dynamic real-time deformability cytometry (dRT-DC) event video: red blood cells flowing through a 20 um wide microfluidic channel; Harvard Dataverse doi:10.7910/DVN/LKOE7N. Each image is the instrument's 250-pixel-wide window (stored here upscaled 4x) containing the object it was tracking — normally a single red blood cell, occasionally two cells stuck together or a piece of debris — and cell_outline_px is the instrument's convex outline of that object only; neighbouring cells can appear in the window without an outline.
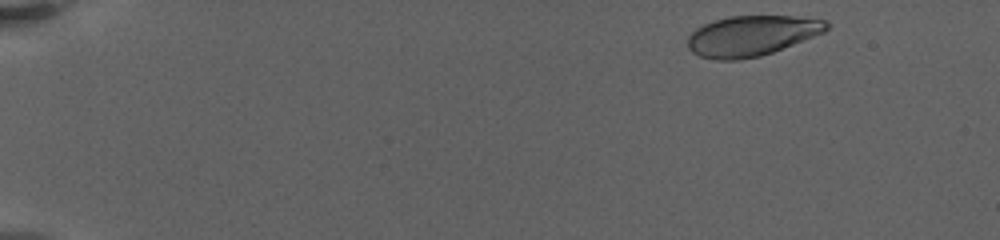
{"species": "human", "species_latin": "Homo sapiens", "temperature_condition": "warm", "stored_images_in_passage": 35, "camera_frame_rate_fps": 3000, "um_per_image_px": 0.085, "donor": {"sex": "female"}, "frame": {"image": 1, "passage_image": 2, "time_ms": 0.333, "image_size_px": [1000, 240], "cell_outline_px": [[828, 28], [824, 32], [772, 52], [760, 56], [740, 60], [716, 60], [700, 56], [692, 52], [688, 48], [688, 36], [696, 28], [712, 20], [728, 16], [792, 16], [824, 20], [828, 24]], "centroid_in_image_um": [63.84, 3.04], "position_along_channel_um": 21.2, "area_um2": 32.48}}
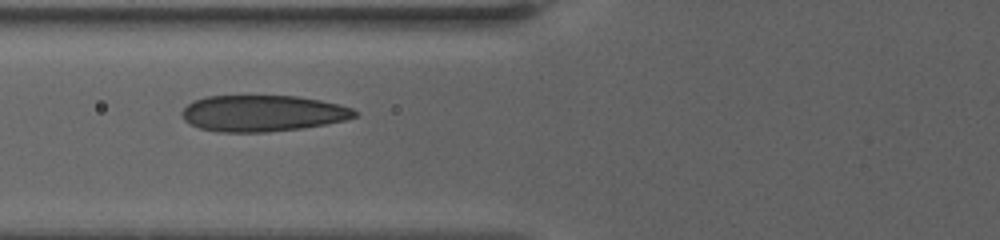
{"frame": {"image": 2, "passage_image": 26, "time_ms": 7.0, "image_size_px": [1000, 240], "cell_outline_px": [[356, 116], [344, 120], [324, 124], [300, 128], [268, 132], [216, 132], [200, 128], [184, 120], [180, 112], [188, 104], [204, 96], [296, 96], [320, 100], [340, 104], [352, 108], [356, 112]], "centroid_in_image_um": [22.3, 9.63], "position_along_channel_um": 103.5, "area_um2": 36.36}}
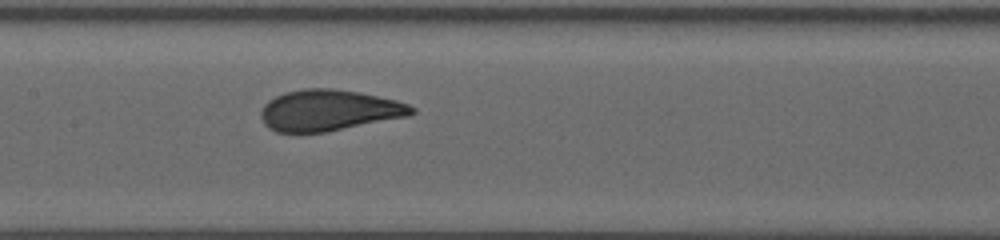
{"frame": {"image": 3, "passage_image": 34, "time_ms": 9.333, "image_size_px": [1000, 240], "cell_outline_px": [[416, 112], [408, 116], [324, 132], [276, 132], [268, 128], [264, 124], [260, 116], [260, 112], [264, 104], [268, 100], [284, 92], [304, 88], [332, 88], [356, 92], [396, 100], [408, 104], [416, 108]], "centroid_in_image_um": [27.92, 9.37], "position_along_channel_um": 179.5, "area_um2": 35.95}}